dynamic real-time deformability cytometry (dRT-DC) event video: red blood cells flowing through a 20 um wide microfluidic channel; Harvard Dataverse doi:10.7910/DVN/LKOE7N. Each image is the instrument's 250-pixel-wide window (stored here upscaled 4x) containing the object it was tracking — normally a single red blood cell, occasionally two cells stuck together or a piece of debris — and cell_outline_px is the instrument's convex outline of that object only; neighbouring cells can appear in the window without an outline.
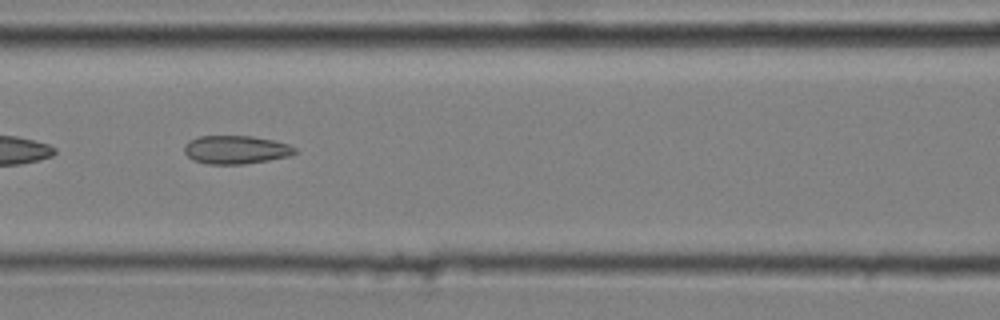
{"species": "common noctule bat (a hibernating species)", "species_latin": "Nyctalus noctula", "temperature_condition": "cold", "stored_images_in_passage": 4, "camera_frame_rate_fps": 3000, "um_per_image_px": 0.085, "animal": {"sex": "male", "body_mass_g": 20.4}, "frame": {"image": 1, "passage_image": 3, "time_ms": 0.667, "image_size_px": [1000, 320], "cell_outline_px": [[300, 152], [292, 156], [244, 164], [208, 164], [192, 160], [184, 152], [184, 144], [188, 140], [196, 136], [252, 136], [276, 140], [288, 144], [296, 148]], "centroid_in_image_um": [20.07, 12.72], "position_along_channel_um": 146.5, "area_um2": 18.67}}
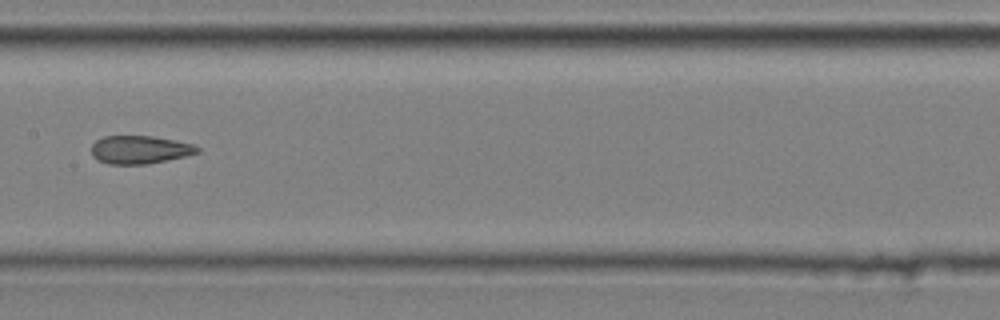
{"frame": {"image": 2, "passage_image": 4, "time_ms": 1.0, "image_size_px": [1000, 320], "cell_outline_px": [[200, 152], [184, 156], [148, 164], [108, 164], [96, 160], [92, 156], [92, 144], [96, 140], [104, 136], [152, 136], [176, 140], [192, 144], [200, 148]], "centroid_in_image_um": [11.86, 12.72], "position_along_channel_um": 195.5, "area_um2": 17.4}}